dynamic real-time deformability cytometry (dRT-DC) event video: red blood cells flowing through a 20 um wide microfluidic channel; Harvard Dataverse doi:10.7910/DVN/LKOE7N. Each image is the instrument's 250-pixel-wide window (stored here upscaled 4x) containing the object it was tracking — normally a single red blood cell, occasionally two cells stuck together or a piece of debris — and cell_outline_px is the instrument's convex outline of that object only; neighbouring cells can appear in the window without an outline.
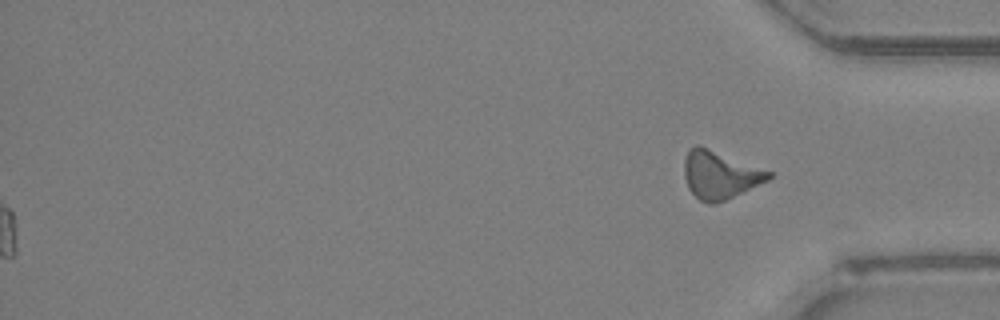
{"species": "Egyptian fruit bat (a non-hibernating species)", "species_latin": "Rousettus aegyptiacus", "temperature_condition": "room temperature", "stored_images_in_passage": 51, "segment_of_instrument_passage": [2, 2], "camera_frame_rate_fps": 3000, "um_per_image_px": 0.085, "animal": {"sex": "female"}, "frame": {"image": 1, "passage_image": 51, "time_ms": 16.667, "image_size_px": [1000, 320], "cell_outline_px": [[776, 172], [768, 180], [724, 200], [712, 204], [708, 204], [700, 200], [688, 188], [684, 176], [684, 160], [688, 152], [696, 144], [700, 144]], "centroid_in_image_um": [61.22, 14.82], "position_along_channel_um": 374.0, "area_um2": 23.76}}